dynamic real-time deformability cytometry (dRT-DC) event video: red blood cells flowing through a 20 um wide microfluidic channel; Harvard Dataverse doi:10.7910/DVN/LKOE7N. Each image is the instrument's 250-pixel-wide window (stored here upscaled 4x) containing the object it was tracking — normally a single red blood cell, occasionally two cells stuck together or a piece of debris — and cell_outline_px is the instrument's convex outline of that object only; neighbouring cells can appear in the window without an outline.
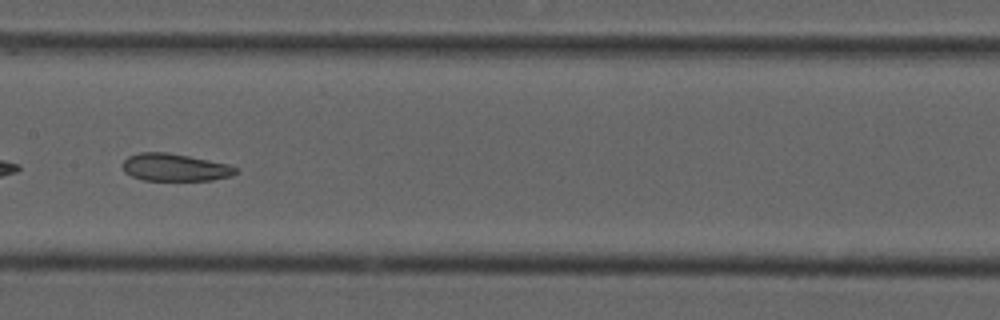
{"species": "common noctule bat (a hibernating species)", "species_latin": "Nyctalus noctula", "temperature_condition": "cold", "stored_images_in_passage": 33, "camera_frame_rate_fps": 3000, "um_per_image_px": 0.085, "animal": {"sex": "male", "forearm_length_mm": 52.5}, "frame": {"image": 1, "passage_image": 15, "time_ms": 4.667, "image_size_px": [1000, 320], "cell_outline_px": [[240, 172], [232, 176], [212, 180], [144, 180], [132, 176], [124, 172], [124, 160], [128, 156], [140, 152], [168, 152], [228, 164], [240, 168]], "centroid_in_image_um": [14.92, 14.23], "position_along_channel_um": 192.5, "area_um2": 18.15}, "authors_computed_cell_mechanics": {"area_um2": 19.1896, "velocity_mm_per_s": 3.7164, "shape_relaxation_time_tau1_ms": null, "shape_relaxation_time_tau2_ms": 2.5287, "deformation_change_tau1": null, "deformation_change_tau2": 0.0805}}